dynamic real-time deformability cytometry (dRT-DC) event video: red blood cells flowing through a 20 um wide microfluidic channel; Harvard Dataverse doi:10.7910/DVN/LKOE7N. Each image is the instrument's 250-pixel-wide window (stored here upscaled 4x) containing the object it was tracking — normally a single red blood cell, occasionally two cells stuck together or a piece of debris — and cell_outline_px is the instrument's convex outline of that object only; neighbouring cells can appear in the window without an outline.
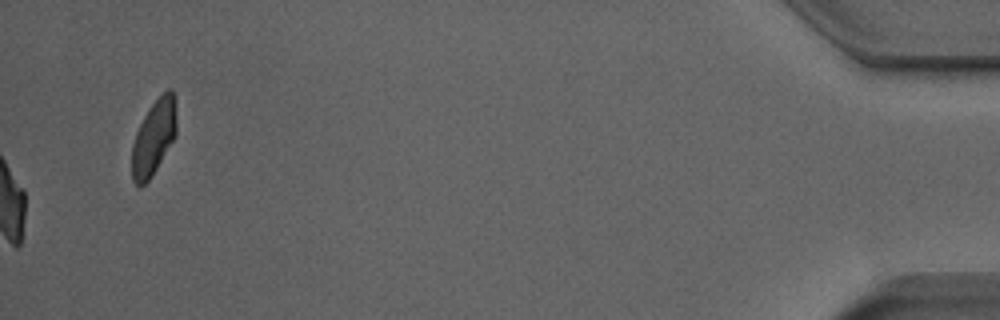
{"species": "Egyptian fruit bat (a non-hibernating species)", "species_latin": "Rousettus aegyptiacus", "temperature_condition": "room temperature", "stored_images_in_passage": 52, "camera_frame_rate_fps": 3000, "um_per_image_px": 0.085, "animal": {"sex": "male"}, "frame": {"image": 1, "passage_image": 52, "time_ms": 17.0, "image_size_px": [1000, 320], "cell_outline_px": [[176, 136], [152, 176], [144, 184], [136, 184], [132, 180], [132, 144], [136, 132], [144, 116], [152, 104], [168, 88], [172, 88], [176, 104]], "centroid_in_image_um": [13.08, 11.67], "position_along_channel_um": 422.1, "area_um2": 19.42}, "authors_computed_cell_mechanics": {"area_um2": 21.2993, "velocity_mm_per_s": 3.9291, "shape_relaxation_time_tau1_ms": 6.9356, "shape_relaxation_time_tau2_ms": 3.0289, "deformation_change_tau1": 0.2127, "deformation_change_tau2": 0.1301}}